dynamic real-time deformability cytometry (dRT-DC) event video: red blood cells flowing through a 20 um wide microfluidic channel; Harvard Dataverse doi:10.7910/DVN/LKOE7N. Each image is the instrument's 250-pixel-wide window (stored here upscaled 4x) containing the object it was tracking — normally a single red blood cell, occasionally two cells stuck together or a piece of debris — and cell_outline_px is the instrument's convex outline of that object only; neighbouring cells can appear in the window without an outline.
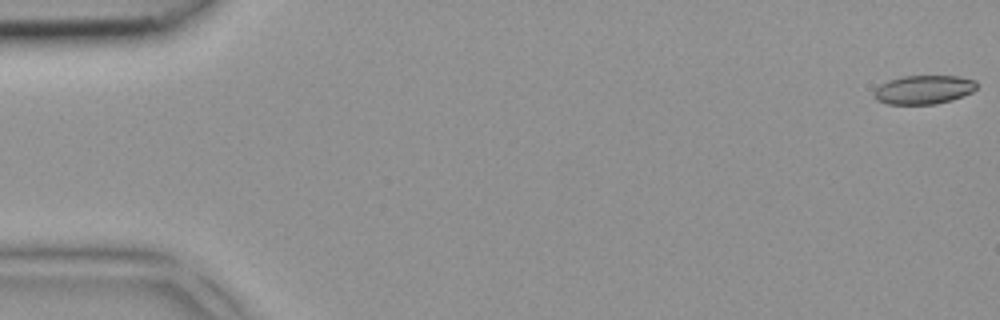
{"species": "common noctule bat (a hibernating species)", "species_latin": "Nyctalus noctula", "temperature_condition": "room temperature", "stored_images_in_passage": 5, "camera_frame_rate_fps": 3000, "um_per_image_px": 0.085, "animal": {"sex": "female", "body_mass_g": 18.4}, "frame": {"image": 1, "passage_image": 1, "time_ms": 0.0, "image_size_px": [1000, 320], "cell_outline_px": [[976, 88], [972, 92], [964, 96], [952, 100], [936, 104], [888, 104], [876, 100], [872, 96], [872, 92], [880, 84], [888, 80], [904, 76], [960, 76], [976, 80]], "centroid_in_image_um": [78.5, 7.62], "position_along_channel_um": 6.5, "area_um2": 17.46}}
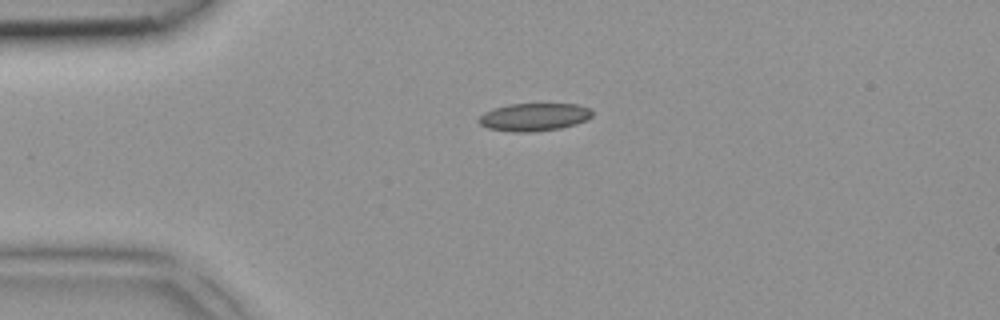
{"frame": {"image": 2, "passage_image": 4, "time_ms": 1.0, "image_size_px": [1000, 320], "cell_outline_px": [[592, 116], [588, 120], [576, 124], [560, 128], [532, 132], [512, 132], [488, 128], [480, 124], [476, 120], [484, 112], [508, 104], [576, 104], [588, 108], [592, 112]], "centroid_in_image_um": [45.39, 9.95], "position_along_channel_um": 39.6, "area_um2": 18.38}}